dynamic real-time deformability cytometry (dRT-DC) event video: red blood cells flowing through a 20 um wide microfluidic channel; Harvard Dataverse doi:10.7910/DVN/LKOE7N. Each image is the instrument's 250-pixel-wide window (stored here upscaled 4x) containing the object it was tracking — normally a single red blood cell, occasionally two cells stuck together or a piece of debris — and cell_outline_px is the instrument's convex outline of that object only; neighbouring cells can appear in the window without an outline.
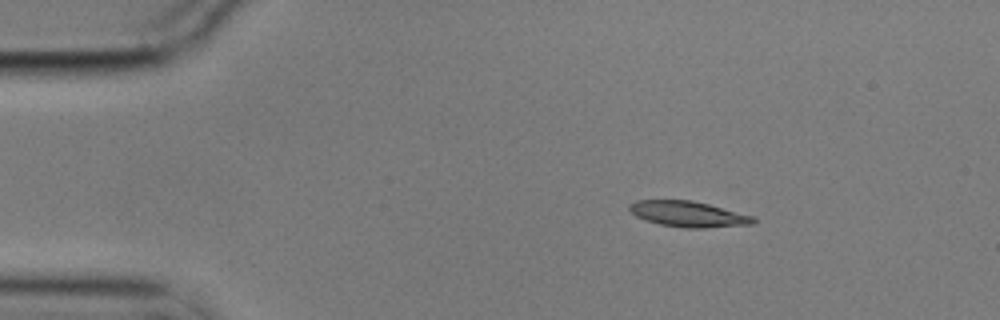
{"species": "common noctule bat (a hibernating species)", "species_latin": "Nyctalus noctula", "temperature_condition": "cold", "stored_images_in_passage": 4, "camera_frame_rate_fps": 3000, "um_per_image_px": 0.085, "animal": {"sex": "male", "body_mass_g": 17.9}, "frame": {"image": 1, "passage_image": 2, "time_ms": 0.333, "image_size_px": [1000, 320], "cell_outline_px": [[756, 220], [752, 224], [704, 228], [684, 228], [660, 224], [636, 216], [628, 208], [628, 204], [636, 200], [692, 200], [756, 216]], "centroid_in_image_um": [58.53, 18.19], "position_along_channel_um": 26.5, "area_um2": 18.55}}
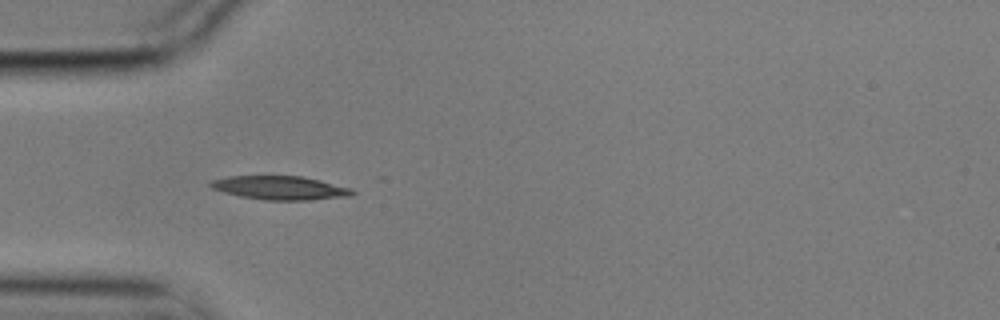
{"frame": {"image": 2, "passage_image": 4, "time_ms": 1.0, "image_size_px": [1000, 320], "cell_outline_px": [[356, 192], [352, 196], [312, 200], [264, 200], [240, 196], [224, 192], [212, 188], [208, 184], [212, 180], [228, 176], [300, 176], [320, 180], [352, 188]], "centroid_in_image_um": [23.85, 15.97], "position_along_channel_um": 61.2, "area_um2": 19.65}}